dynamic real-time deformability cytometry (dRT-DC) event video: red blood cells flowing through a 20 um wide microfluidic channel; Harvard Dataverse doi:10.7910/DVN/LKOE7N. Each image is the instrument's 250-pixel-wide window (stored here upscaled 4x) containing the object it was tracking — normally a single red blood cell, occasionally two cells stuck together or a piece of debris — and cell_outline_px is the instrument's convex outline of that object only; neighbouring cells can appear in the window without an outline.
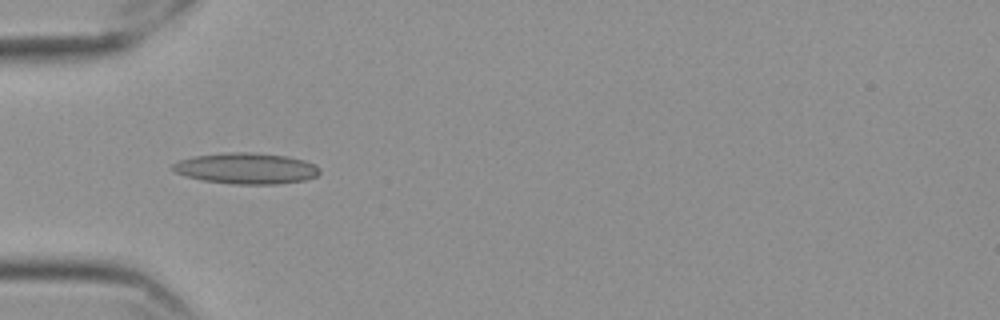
{"species": "Egyptian fruit bat (a non-hibernating species)", "species_latin": "Rousettus aegyptiacus", "temperature_condition": "cold", "stored_images_in_passage": 34, "camera_frame_rate_fps": 3000, "um_per_image_px": 0.085, "frame": {"image": 1, "passage_image": 1, "time_ms": 0.0, "image_size_px": [1000, 320], "cell_outline_px": [[320, 172], [316, 176], [304, 180], [280, 184], [232, 184], [204, 180], [188, 176], [176, 172], [172, 168], [172, 164], [180, 160], [196, 156], [232, 152], [248, 152], [288, 156], [304, 160], [316, 164], [320, 168]], "centroid_in_image_um": [20.99, 14.31], "position_along_channel_um": 64.0, "area_um2": 26.36}}
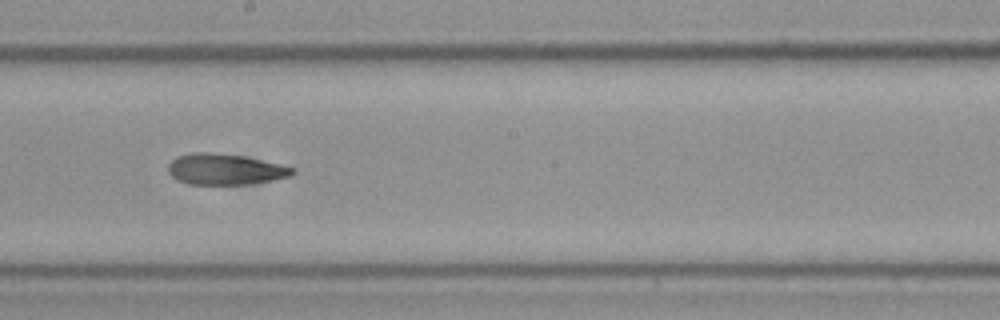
{"frame": {"image": 2, "passage_image": 15, "time_ms": 4.667, "image_size_px": [1000, 320], "cell_outline_px": [[296, 172], [288, 176], [272, 180], [248, 184], [188, 184], [172, 176], [168, 172], [168, 164], [176, 156], [192, 152], [212, 152], [244, 156], [280, 164], [296, 168]], "centroid_in_image_um": [19.12, 14.37], "position_along_channel_um": 229.1, "area_um2": 22.37}}
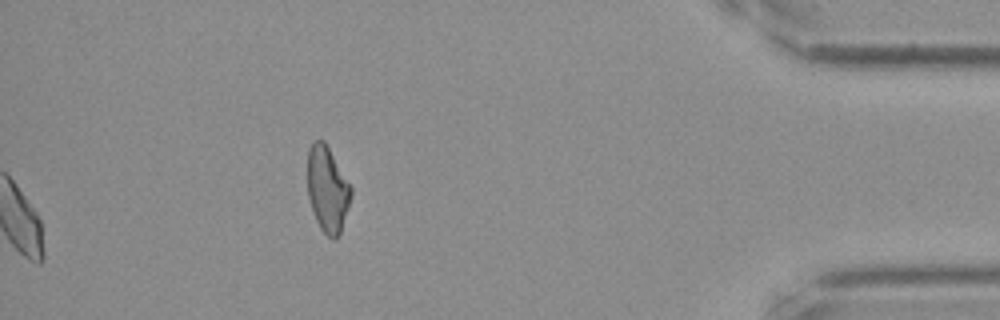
{"frame": {"image": 3, "passage_image": 34, "time_ms": 11.0, "image_size_px": [1000, 320], "cell_outline_px": [[352, 196], [340, 232], [336, 240], [332, 240], [320, 228], [312, 212], [308, 196], [308, 148], [316, 140], [324, 140], [352, 188]], "centroid_in_image_um": [27.83, 16.11], "position_along_channel_um": 407.4, "area_um2": 21.62}, "authors_computed_cell_mechanics": {"area_um2": 22.7154, "velocity_mm_per_s": 3.5562, "shape_relaxation_time_tau1_ms": 8.8921, "shape_relaxation_time_tau2_ms": 2.7654, "deformation_change_tau1": 0.1835, "deformation_change_tau2": 0.1011}}